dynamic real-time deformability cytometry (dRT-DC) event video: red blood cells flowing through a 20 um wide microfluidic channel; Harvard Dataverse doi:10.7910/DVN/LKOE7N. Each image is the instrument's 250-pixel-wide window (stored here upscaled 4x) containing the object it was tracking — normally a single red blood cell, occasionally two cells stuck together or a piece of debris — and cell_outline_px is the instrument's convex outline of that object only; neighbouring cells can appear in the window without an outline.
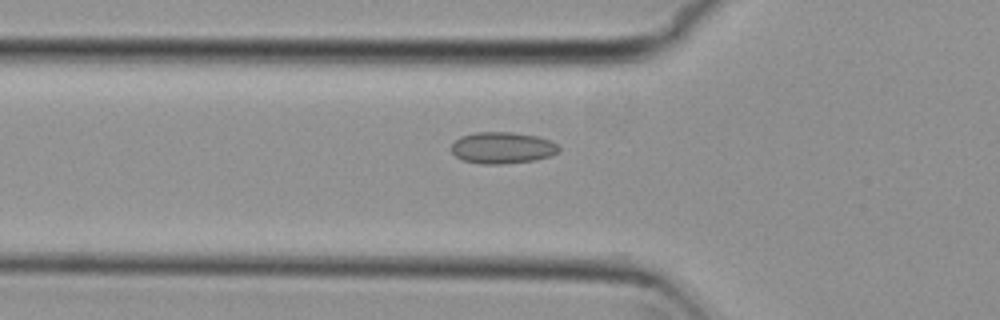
{"species": "common noctule bat (a hibernating species)", "species_latin": "Nyctalus noctula", "temperature_condition": "cold", "stored_images_in_passage": 41, "camera_frame_rate_fps": 3000, "um_per_image_px": 0.085, "animal": {"sex": "female", "body_mass_g": 29.2, "forearm_length_mm": 56.3}, "frame": {"image": 1, "passage_image": 7, "time_ms": 2.0, "image_size_px": [1000, 320], "cell_outline_px": [[560, 152], [536, 160], [500, 164], [480, 164], [464, 160], [456, 156], [452, 152], [452, 144], [460, 136], [476, 132], [512, 132], [536, 136], [548, 140], [556, 144], [560, 148]], "centroid_in_image_um": [42.7, 12.56], "position_along_channel_um": 83.1, "area_um2": 19.65}}
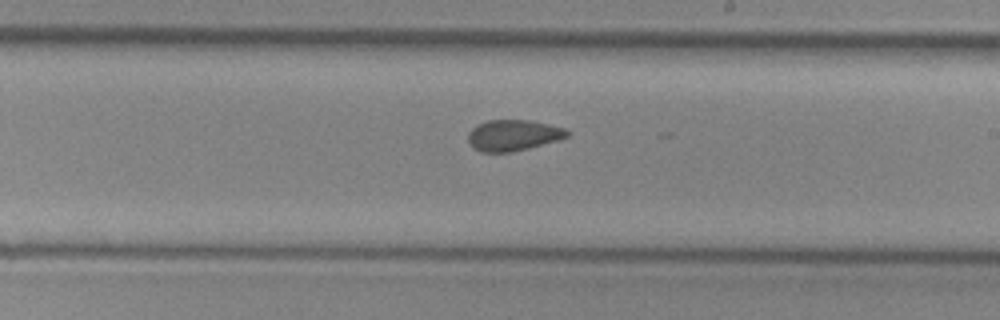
{"frame": {"image": 2, "passage_image": 20, "time_ms": 6.333, "image_size_px": [1000, 320], "cell_outline_px": [[572, 132], [568, 136], [560, 140], [512, 152], [480, 152], [472, 148], [468, 140], [468, 132], [476, 124], [488, 120], [528, 120], [564, 128]], "centroid_in_image_um": [43.6, 11.5], "position_along_channel_um": 245.4, "area_um2": 18.03}}
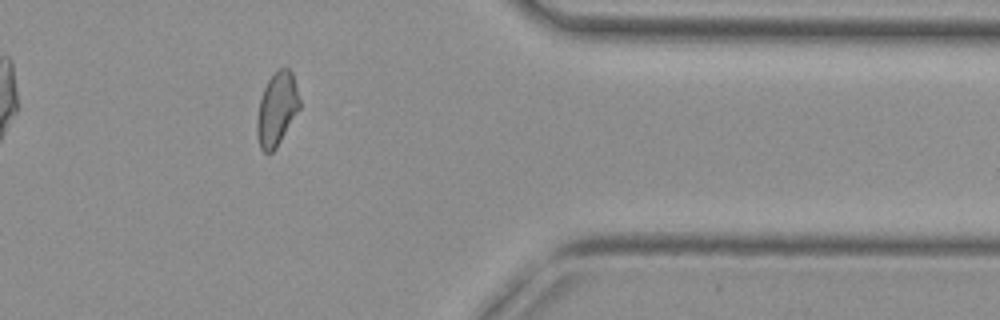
{"frame": {"image": 3, "passage_image": 33, "time_ms": 10.667, "image_size_px": [1000, 320], "cell_outline_px": [[300, 108], [276, 148], [272, 152], [264, 152], [260, 148], [256, 132], [256, 124], [260, 96], [268, 80], [280, 68], [288, 68], [292, 72], [300, 100]], "centroid_in_image_um": [23.52, 9.28], "position_along_channel_um": 387.9, "area_um2": 18.09}, "authors_computed_cell_mechanics": {"area_um2": 18.3804, "velocity_mm_per_s": 3.7347, "shape_relaxation_time_tau1_ms": null, "shape_relaxation_time_tau2_ms": 1.9216, "deformation_change_tau1": null, "deformation_change_tau2": 0.0547}}